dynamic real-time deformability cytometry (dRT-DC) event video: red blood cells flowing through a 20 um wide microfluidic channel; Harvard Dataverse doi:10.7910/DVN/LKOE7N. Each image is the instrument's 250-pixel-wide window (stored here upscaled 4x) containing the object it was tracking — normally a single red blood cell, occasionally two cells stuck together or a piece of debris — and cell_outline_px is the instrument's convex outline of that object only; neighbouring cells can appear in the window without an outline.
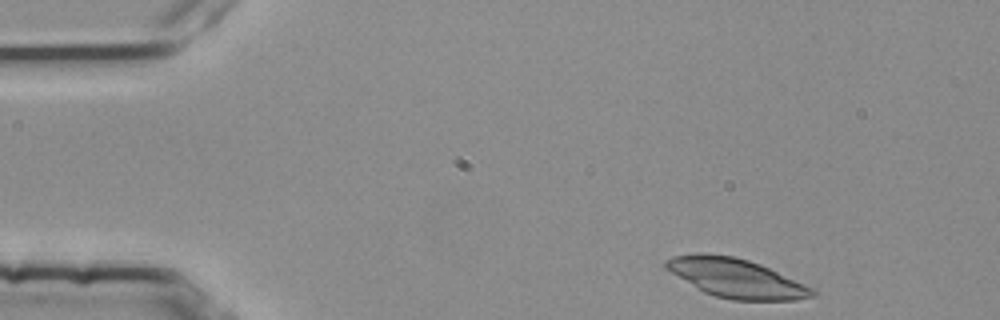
{"species": "common noctule bat (a hibernating species)", "species_latin": "Nyctalus noctula", "temperature_condition": "room temperature", "stored_images_in_passage": 43, "camera_frame_rate_fps": 3000, "um_per_image_px": 0.085, "animal": {"sex": "female", "body_mass_g": 25.1}, "frame": {"image": 1, "passage_image": 1, "time_ms": 0.0, "image_size_px": [1000, 320], "cell_outline_px": [[816, 296], [796, 300], [732, 300], [716, 296], [704, 292], [664, 268], [664, 260], [672, 256], [700, 252], [704, 252], [732, 256], [748, 260], [760, 264], [804, 284], [812, 288], [816, 292]], "centroid_in_image_um": [62.53, 23.63], "position_along_channel_um": 22.5, "area_um2": 33.12}}